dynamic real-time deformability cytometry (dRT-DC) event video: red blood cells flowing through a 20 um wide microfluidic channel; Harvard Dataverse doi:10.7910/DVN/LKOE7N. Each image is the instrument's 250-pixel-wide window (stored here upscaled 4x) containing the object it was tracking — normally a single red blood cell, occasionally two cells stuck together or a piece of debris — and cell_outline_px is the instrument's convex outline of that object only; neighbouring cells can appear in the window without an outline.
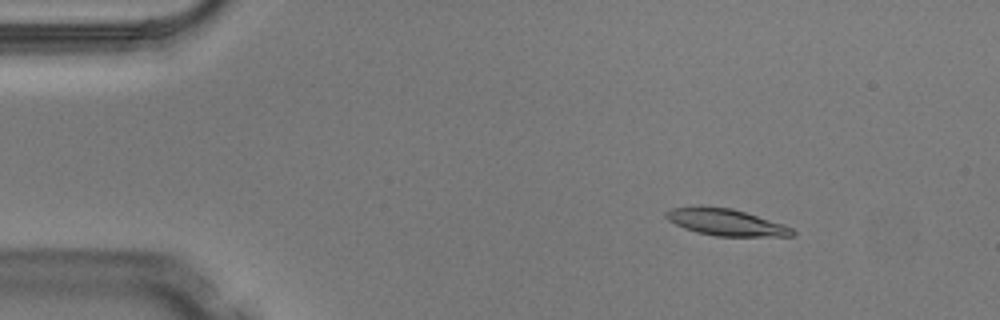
{"species": "Egyptian fruit bat (a non-hibernating species)", "species_latin": "Rousettus aegyptiacus", "temperature_condition": "warm", "stored_images_in_passage": 5, "camera_frame_rate_fps": 3000, "um_per_image_px": 0.085, "animal": {"sex": "male"}, "frame": {"image": 1, "passage_image": 2, "time_ms": 0.333, "image_size_px": [1000, 320], "cell_outline_px": [[796, 232], [792, 236], [716, 236], [696, 232], [684, 228], [668, 220], [664, 216], [664, 212], [672, 208], [700, 204], [732, 208], [784, 224], [792, 228]], "centroid_in_image_um": [61.65, 18.86], "position_along_channel_um": 23.4, "area_um2": 20.0}}